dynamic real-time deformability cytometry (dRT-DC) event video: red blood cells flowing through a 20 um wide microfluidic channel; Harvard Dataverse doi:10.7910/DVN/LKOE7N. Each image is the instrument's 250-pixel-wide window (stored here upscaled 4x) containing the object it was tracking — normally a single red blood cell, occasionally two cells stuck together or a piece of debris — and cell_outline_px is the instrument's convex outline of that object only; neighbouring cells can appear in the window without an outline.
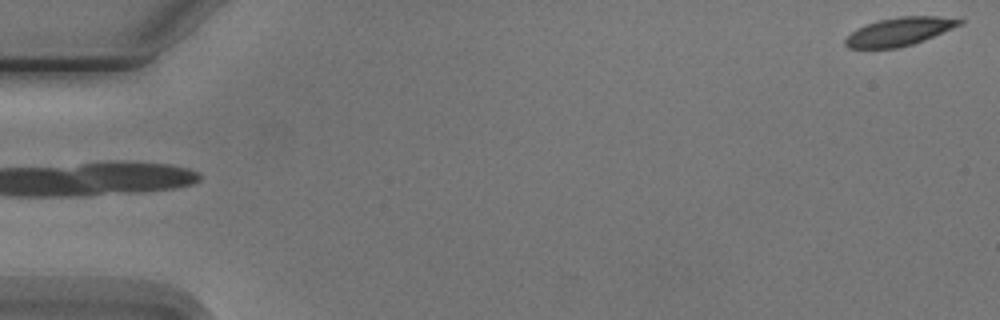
{"species": "Egyptian fruit bat (a non-hibernating species)", "species_latin": "Rousettus aegyptiacus", "temperature_condition": "cold", "stored_images_in_passage": 5, "camera_frame_rate_fps": 3000, "um_per_image_px": 0.085, "animal": {"sex": "male"}, "frame": {"image": 1, "passage_image": 5, "time_ms": 5.667, "image_size_px": [1000, 320], "cell_outline_px": [[964, 20], [960, 24], [952, 28], [924, 40], [912, 44], [896, 48], [848, 48], [844, 44], [844, 40], [856, 28], [880, 20], [900, 16], [936, 16]], "centroid_in_image_um": [76.41, 2.69], "position_along_channel_um": 8.6, "area_um2": 18.44}}